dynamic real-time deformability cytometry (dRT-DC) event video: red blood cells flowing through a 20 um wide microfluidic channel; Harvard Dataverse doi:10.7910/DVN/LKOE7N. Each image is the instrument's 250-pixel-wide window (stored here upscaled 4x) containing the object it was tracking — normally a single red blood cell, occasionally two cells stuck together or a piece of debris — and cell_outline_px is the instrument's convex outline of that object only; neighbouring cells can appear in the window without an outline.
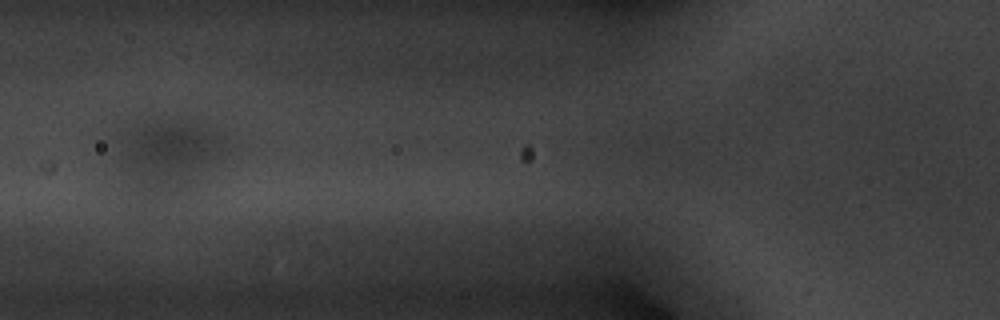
{"species": "common noctule bat (a hibernating species)", "species_latin": "Nyctalus noctula", "temperature_condition": "warm", "stored_images_in_passage": 3, "camera_frame_rate_fps": 3000, "um_per_image_px": 0.085, "animal": {"sex": "male", "body_mass_g": 20.1, "forearm_length_mm": 53.5}, "frame": {"image": 1, "passage_image": 2, "time_ms": 0.333, "image_size_px": [1000, 320], "cell_outline_px": [[404, 240], [400, 244], [268, 256], [264, 252], [260, 244], [264, 240], [272, 236], [344, 236]], "centroid_in_image_um": [27.12, 20.73], "position_along_channel_um": 98.7, "area_um2": 13.24}}